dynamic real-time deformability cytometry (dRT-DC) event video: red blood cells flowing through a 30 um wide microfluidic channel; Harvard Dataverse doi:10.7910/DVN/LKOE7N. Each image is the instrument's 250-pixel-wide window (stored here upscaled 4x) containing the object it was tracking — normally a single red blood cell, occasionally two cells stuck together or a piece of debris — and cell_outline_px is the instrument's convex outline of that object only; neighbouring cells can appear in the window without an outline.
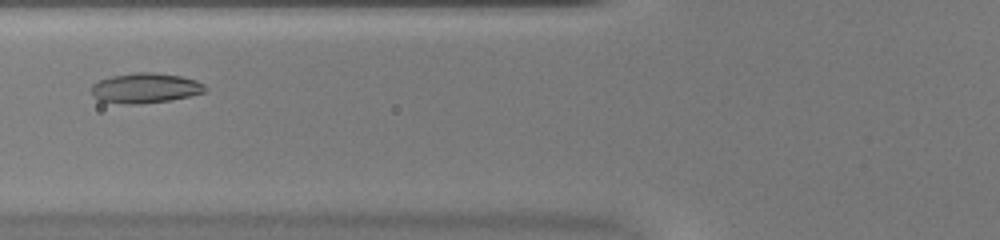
{"species": "common noctule bat (a hibernating species)", "species_latin": "Nyctalus noctula", "temperature_condition": "warm", "stored_images_in_passage": 41, "camera_frame_rate_fps": 3000, "um_per_image_px": 0.085, "animal": {"sex": "female", "body_mass_g": 20.0, "forearm_length_mm": 54.0}, "frame": {"image": 1, "passage_image": 10, "time_ms": 3.0, "image_size_px": [1000, 240], "cell_outline_px": [[208, 92], [172, 100], [140, 104], [124, 104], [100, 100], [92, 96], [92, 84], [100, 80], [112, 76], [136, 72], [156, 72], [180, 76], [196, 80], [204, 84], [208, 88]], "centroid_in_image_um": [12.4, 7.49], "position_along_channel_um": 113.4, "area_um2": 20.11}}
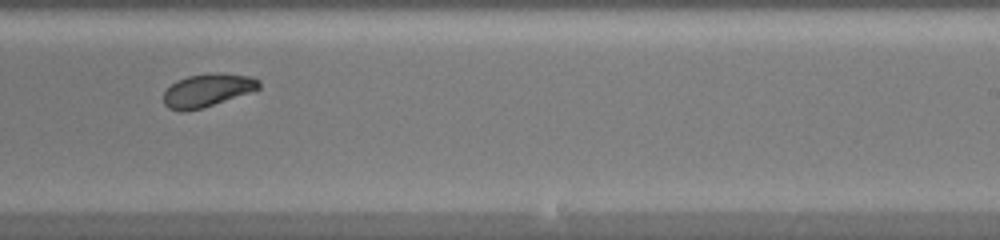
{"frame": {"image": 2, "passage_image": 22, "time_ms": 7.0, "image_size_px": [1000, 240], "cell_outline_px": [[260, 88], [200, 108], [184, 112], [180, 112], [168, 108], [164, 104], [164, 92], [172, 84], [188, 76], [216, 72], [220, 72], [252, 76], [260, 80]], "centroid_in_image_um": [17.62, 7.66], "position_along_channel_um": 271.4, "area_um2": 18.03}}
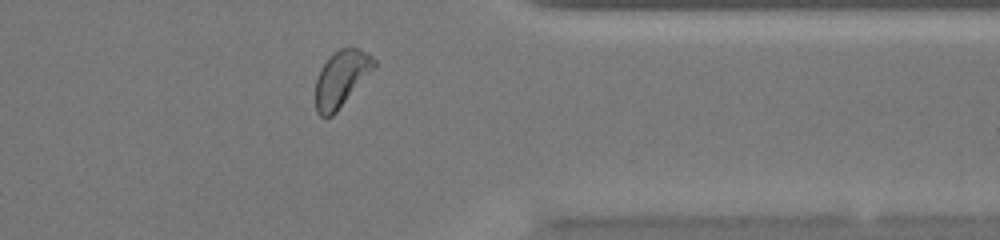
{"frame": {"image": 3, "passage_image": 31, "time_ms": 10.0, "image_size_px": [1000, 240], "cell_outline_px": [[376, 68], [336, 112], [332, 116], [320, 116], [316, 112], [316, 80], [320, 68], [340, 48], [360, 48], [368, 52], [376, 60]], "centroid_in_image_um": [29.05, 6.68], "position_along_channel_um": 382.3, "area_um2": 19.07}, "authors_computed_cell_mechanics": {"area_um2": 19.1896, "velocity_mm_per_s": 3.9597, "shape_relaxation_time_tau1_ms": 1.4158, "shape_relaxation_time_tau2_ms": null, "deformation_change_tau1": 0.118, "deformation_change_tau2": null}}